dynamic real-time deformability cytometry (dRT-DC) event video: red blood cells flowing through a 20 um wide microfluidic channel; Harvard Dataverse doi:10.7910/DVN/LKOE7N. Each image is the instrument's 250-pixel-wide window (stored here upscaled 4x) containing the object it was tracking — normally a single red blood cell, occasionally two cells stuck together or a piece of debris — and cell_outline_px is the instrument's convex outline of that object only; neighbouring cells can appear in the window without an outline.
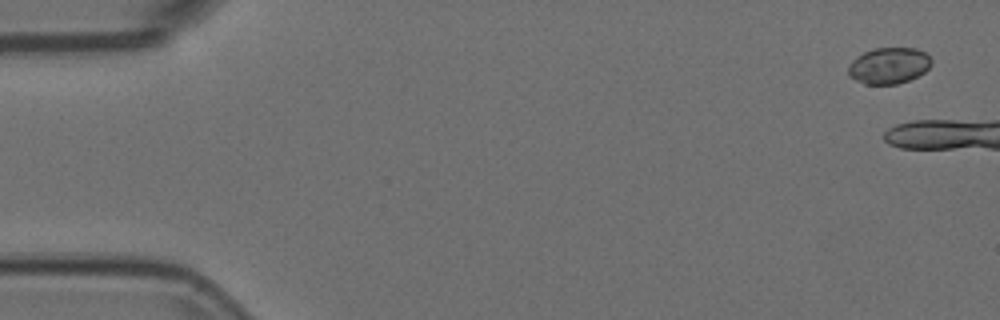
{"species": "Egyptian fruit bat (a non-hibernating species)", "species_latin": "Rousettus aegyptiacus", "temperature_condition": "room temperature", "stored_images_in_passage": 10, "camera_frame_rate_fps": 3000, "um_per_image_px": 0.085, "animal": {"sex": "female"}, "frame": {"image": 1, "passage_image": 1, "time_ms": 0.0, "image_size_px": [1000, 320], "cell_outline_px": [[932, 64], [924, 72], [908, 80], [896, 84], [864, 84], [848, 76], [848, 68], [852, 60], [864, 52], [876, 48], [916, 48], [924, 52], [932, 60]], "centroid_in_image_um": [75.54, 5.58], "position_along_channel_um": 9.5, "area_um2": 17.46}}